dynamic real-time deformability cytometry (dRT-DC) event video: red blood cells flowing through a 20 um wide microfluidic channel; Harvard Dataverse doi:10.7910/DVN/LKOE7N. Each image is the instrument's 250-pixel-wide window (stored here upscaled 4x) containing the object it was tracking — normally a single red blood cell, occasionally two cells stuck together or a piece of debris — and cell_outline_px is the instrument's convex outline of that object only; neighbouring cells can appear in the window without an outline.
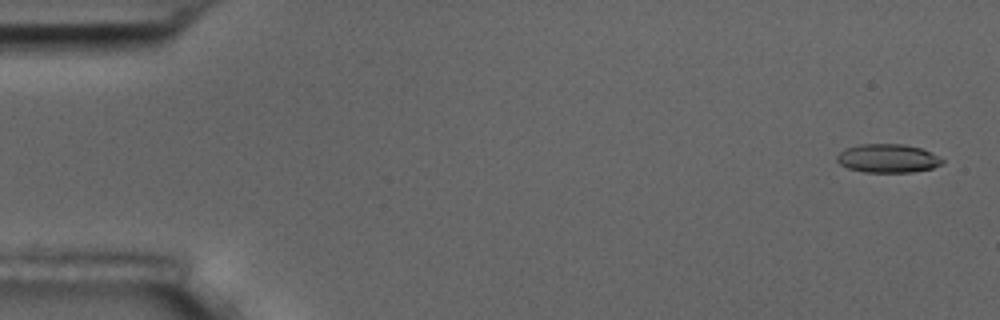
{"species": "common noctule bat (a hibernating species)", "species_latin": "Nyctalus noctula", "temperature_condition": "room temperature", "stored_images_in_passage": 5, "camera_frame_rate_fps": 3000, "um_per_image_px": 0.085, "animal": {"sex": "male", "body_mass_g": 17.5, "forearm_length_mm": 52.3}, "frame": {"image": 1, "passage_image": 1, "time_ms": 0.0, "image_size_px": [1000, 320], "cell_outline_px": [[944, 160], [940, 164], [932, 168], [912, 172], [864, 172], [848, 168], [840, 164], [836, 160], [836, 156], [844, 148], [860, 144], [904, 144], [920, 148]], "centroid_in_image_um": [75.4, 13.46], "position_along_channel_um": 9.6, "area_um2": 17.4}}
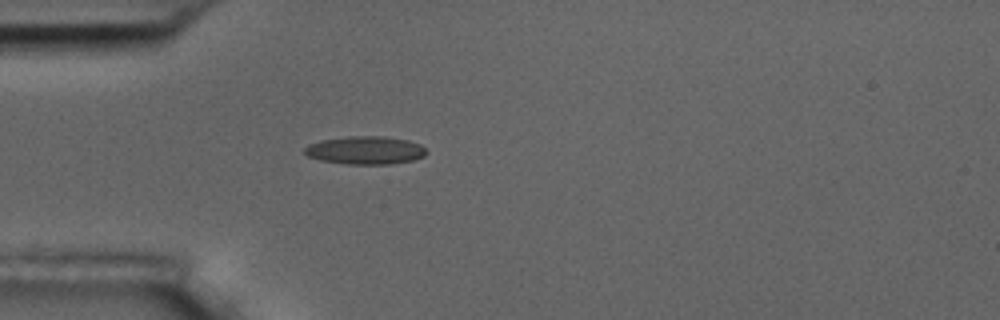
{"frame": {"image": 2, "passage_image": 5, "time_ms": 4.667, "image_size_px": [1000, 320], "cell_outline_px": [[428, 152], [424, 156], [412, 160], [392, 164], [348, 164], [320, 160], [308, 156], [304, 152], [304, 148], [308, 144], [320, 140], [348, 136], [384, 136], [408, 140], [420, 144]], "centroid_in_image_um": [31.05, 12.77], "position_along_channel_um": 54.0, "area_um2": 20.0}}